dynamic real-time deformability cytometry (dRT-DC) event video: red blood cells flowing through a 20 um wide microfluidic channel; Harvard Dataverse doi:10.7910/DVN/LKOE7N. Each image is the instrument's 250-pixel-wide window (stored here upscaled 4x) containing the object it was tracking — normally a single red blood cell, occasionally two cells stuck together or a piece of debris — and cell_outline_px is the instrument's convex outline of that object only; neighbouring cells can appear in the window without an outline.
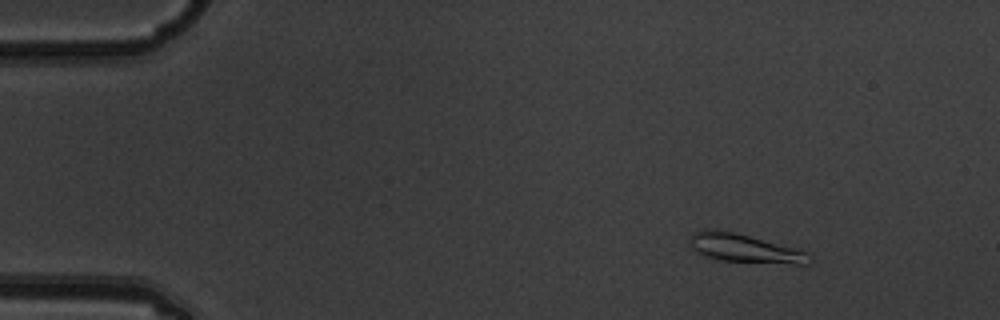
{"species": "common noctule bat (a hibernating species)", "species_latin": "Nyctalus noctula", "temperature_condition": "warm", "stored_images_in_passage": 10, "camera_frame_rate_fps": 3000, "um_per_image_px": 0.085, "animal": {"sex": "male", "body_mass_g": 19.5, "forearm_length_mm": 54.6}, "frame": {"image": 1, "passage_image": 2, "time_ms": 0.333, "image_size_px": [1000, 320], "cell_outline_px": [[812, 260], [808, 264], [796, 264], [720, 260], [704, 256], [696, 252], [688, 244], [688, 236], [692, 232], [704, 228], [716, 228], [748, 236], [792, 248], [804, 252], [812, 256]], "centroid_in_image_um": [63.15, 21.09], "position_along_channel_um": 21.8, "area_um2": 19.77}}
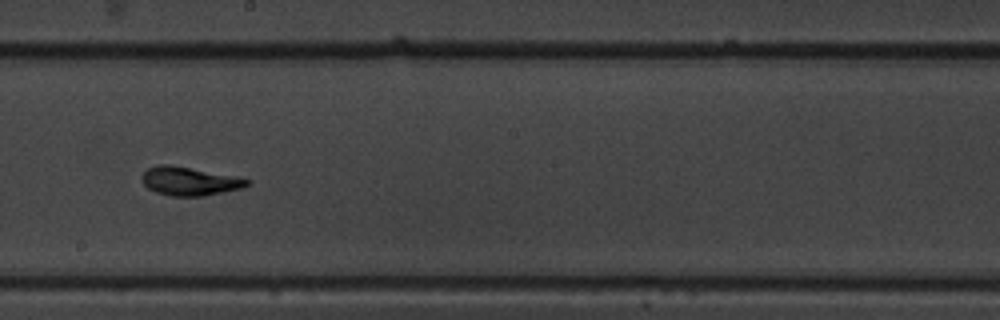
{"frame": {"image": 2, "passage_image": 9, "time_ms": 2.667, "image_size_px": [1000, 320], "cell_outline_px": [[252, 180], [244, 188], [204, 196], [172, 196], [156, 192], [148, 188], [140, 180], [140, 176], [148, 168], [160, 164], [168, 164]], "centroid_in_image_um": [16.07, 15.41], "position_along_channel_um": 232.1, "area_um2": 17.28}}
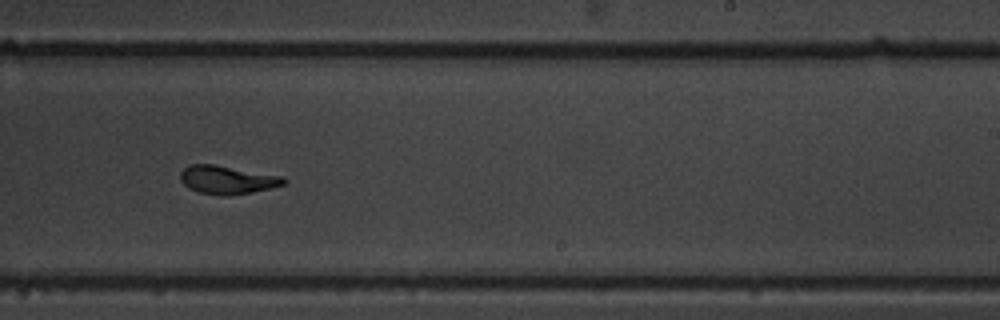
{"frame": {"image": 3, "passage_image": 10, "time_ms": 3.0, "image_size_px": [1000, 320], "cell_outline_px": [[288, 180], [284, 184], [252, 192], [228, 196], [224, 196], [200, 192], [188, 188], [180, 180], [180, 172], [188, 164], [212, 164], [284, 176]], "centroid_in_image_um": [19.3, 15.28], "position_along_channel_um": 269.7, "area_um2": 17.05}}